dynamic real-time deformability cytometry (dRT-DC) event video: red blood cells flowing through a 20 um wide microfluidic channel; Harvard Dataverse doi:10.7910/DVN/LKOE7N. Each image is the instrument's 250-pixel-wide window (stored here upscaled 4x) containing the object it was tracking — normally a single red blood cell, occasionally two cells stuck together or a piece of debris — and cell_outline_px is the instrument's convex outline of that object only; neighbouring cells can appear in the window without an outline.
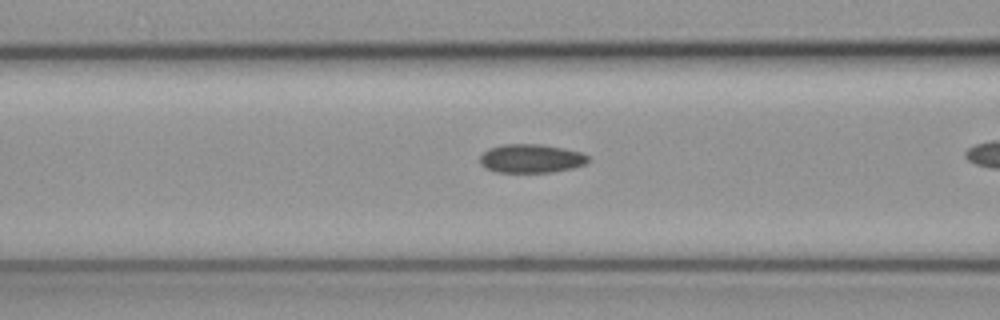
{"species": "common noctule bat (a hibernating species)", "species_latin": "Nyctalus noctula", "temperature_condition": "cold", "stored_images_in_passage": 29, "camera_frame_rate_fps": 3000, "um_per_image_px": 0.085, "animal": {"sex": "female", "body_mass_g": 19.3, "forearm_length_mm": 54.1}, "frame": {"image": 1, "passage_image": 21, "time_ms": 6.667, "image_size_px": [1000, 320], "cell_outline_px": [[588, 160], [584, 164], [572, 168], [552, 172], [496, 172], [484, 168], [480, 164], [480, 156], [488, 148], [504, 144], [540, 144], [564, 148], [580, 152], [588, 156]], "centroid_in_image_um": [45.1, 13.47], "position_along_channel_um": 121.5, "area_um2": 18.09}}